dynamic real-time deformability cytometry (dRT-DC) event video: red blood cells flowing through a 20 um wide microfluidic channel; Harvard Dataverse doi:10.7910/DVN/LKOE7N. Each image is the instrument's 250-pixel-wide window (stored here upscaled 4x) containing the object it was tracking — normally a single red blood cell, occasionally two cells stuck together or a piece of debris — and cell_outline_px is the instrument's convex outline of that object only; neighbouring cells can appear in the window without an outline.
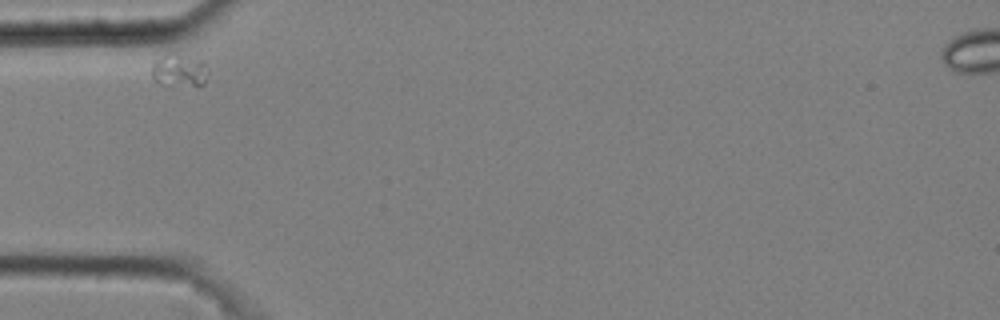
{"species": "common noctule bat (a hibernating species)", "species_latin": "Nyctalus noctula", "temperature_condition": "cold", "stored_images_in_passage": 2, "camera_frame_rate_fps": 3000, "um_per_image_px": 0.085, "animal": {"sex": "male", "body_mass_g": 20.4}, "frame": {"image": 1, "passage_image": 1, "time_ms": 0.0, "image_size_px": [1000, 320], "cell_outline_px": [[208, 72], [204, 84], [160, 84], [152, 76], [152, 64], [156, 60], [164, 56], [180, 56], [204, 60]], "centroid_in_image_um": [15.26, 6.0], "position_along_channel_um": 69.7, "area_um2": 10.0}}